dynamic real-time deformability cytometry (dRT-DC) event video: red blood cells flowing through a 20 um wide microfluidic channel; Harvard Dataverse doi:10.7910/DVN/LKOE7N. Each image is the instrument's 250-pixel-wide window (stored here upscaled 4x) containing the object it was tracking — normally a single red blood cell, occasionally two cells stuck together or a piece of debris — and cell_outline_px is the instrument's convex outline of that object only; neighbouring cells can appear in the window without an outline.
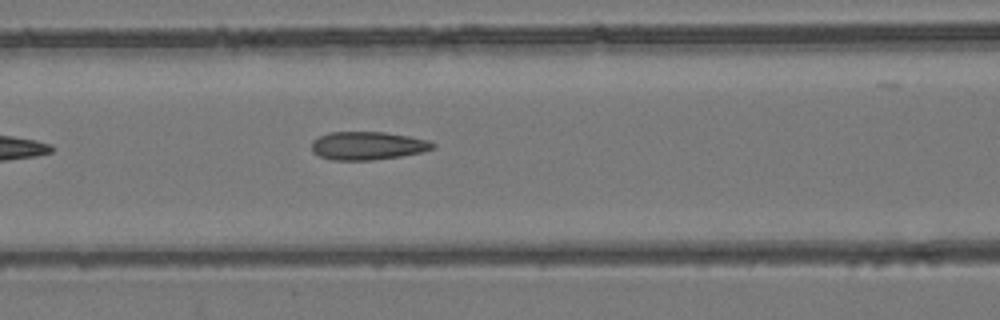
{"species": "common noctule bat (a hibernating species)", "species_latin": "Nyctalus noctula", "temperature_condition": "room temperature", "stored_images_in_passage": 4, "camera_frame_rate_fps": 3000, "um_per_image_px": 0.085, "animal": {"sex": "female", "body_mass_g": 24.6, "forearm_length_mm": 56.2}, "frame": {"image": 1, "passage_image": 4, "time_ms": 3.667, "image_size_px": [1000, 320], "cell_outline_px": [[436, 144], [432, 148], [420, 152], [400, 156], [372, 160], [332, 160], [320, 156], [312, 152], [312, 140], [328, 132], [384, 132], [408, 136], [428, 140]], "centroid_in_image_um": [31.21, 12.38], "position_along_channel_um": 135.4, "area_um2": 19.77}}